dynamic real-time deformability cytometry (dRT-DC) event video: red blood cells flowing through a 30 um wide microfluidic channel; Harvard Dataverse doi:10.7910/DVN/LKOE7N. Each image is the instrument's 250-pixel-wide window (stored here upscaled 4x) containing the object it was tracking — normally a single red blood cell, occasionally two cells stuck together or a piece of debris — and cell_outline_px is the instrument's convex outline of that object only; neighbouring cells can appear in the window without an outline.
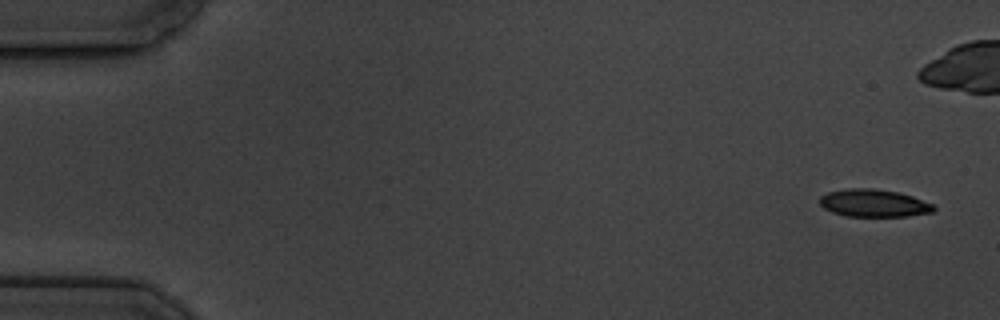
{"species": "common noctule bat (a hibernating species)", "species_latin": "Nyctalus noctula", "temperature_condition": "cold", "stored_images_in_passage": 7, "camera_frame_rate_fps": 3000, "um_per_image_px": 0.085, "animal": {"sex": "male", "body_mass_g": 19.5, "forearm_length_mm": 54.6}, "frame": {"image": 1, "passage_image": 1, "time_ms": 0.0, "image_size_px": [1000, 320], "cell_outline_px": [[936, 208], [932, 212], [908, 216], [844, 216], [832, 212], [824, 208], [820, 204], [820, 196], [828, 192], [844, 188], [872, 188], [900, 192], [912, 196], [932, 204]], "centroid_in_image_um": [74.25, 17.26], "position_along_channel_um": 10.8, "area_um2": 18.38}}